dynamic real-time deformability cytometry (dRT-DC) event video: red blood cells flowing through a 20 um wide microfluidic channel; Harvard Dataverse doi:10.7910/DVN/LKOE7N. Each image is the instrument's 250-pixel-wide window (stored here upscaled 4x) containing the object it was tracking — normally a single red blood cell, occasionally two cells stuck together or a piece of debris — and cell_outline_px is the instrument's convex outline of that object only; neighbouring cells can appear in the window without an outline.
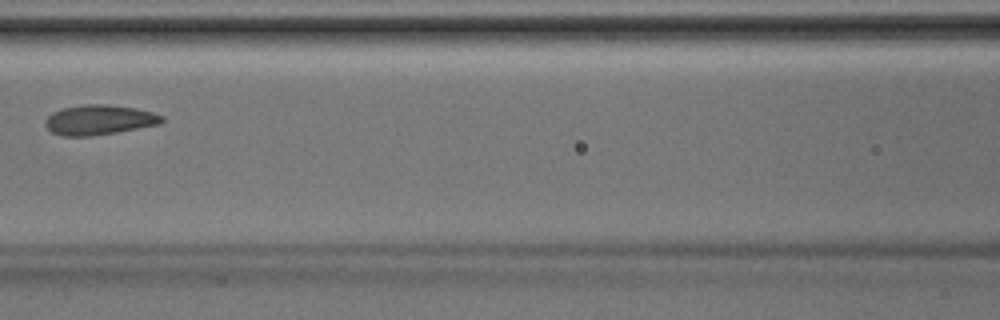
{"species": "Egyptian fruit bat (a non-hibernating species)", "species_latin": "Rousettus aegyptiacus", "temperature_condition": "room temperature", "stored_images_in_passage": 3, "camera_frame_rate_fps": 3000, "um_per_image_px": 0.085, "animal": {"sex": "male"}, "frame": {"image": 1, "passage_image": 3, "time_ms": 0.667, "image_size_px": [1000, 320], "cell_outline_px": [[164, 120], [160, 124], [116, 132], [88, 136], [64, 136], [52, 132], [44, 124], [44, 120], [52, 112], [60, 108], [84, 104], [108, 104], [136, 108], [152, 112], [164, 116]], "centroid_in_image_um": [8.41, 10.17], "position_along_channel_um": 158.2, "area_um2": 20.4}}